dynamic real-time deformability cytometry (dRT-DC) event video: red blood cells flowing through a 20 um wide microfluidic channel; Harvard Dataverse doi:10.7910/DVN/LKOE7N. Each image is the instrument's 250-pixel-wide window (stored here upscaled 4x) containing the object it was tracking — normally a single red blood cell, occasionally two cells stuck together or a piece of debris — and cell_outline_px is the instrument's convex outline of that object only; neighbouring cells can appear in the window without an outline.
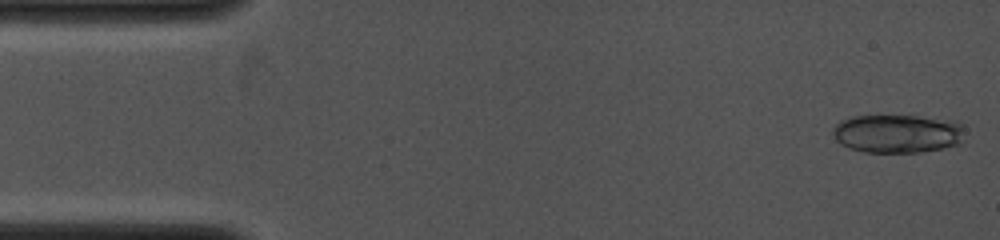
{"species": "common noctule bat (a hibernating species)", "species_latin": "Nyctalus noctula", "temperature_condition": "cold", "stored_images_in_passage": 6, "camera_frame_rate_fps": 4000, "um_per_image_px": 0.085, "animal": {"sex": "female", "body_mass_g": 19.0, "forearm_length_mm": 53.3}, "frame": {"image": 1, "passage_image": 1, "time_ms": 0.0, "image_size_px": [1000, 240], "cell_outline_px": [[964, 128], [960, 144], [944, 148], [920, 152], [864, 152], [848, 148], [840, 144], [836, 140], [832, 132], [832, 128], [840, 120], [852, 116], [916, 116], [956, 120], [964, 124]], "centroid_in_image_um": [76.29, 11.35], "position_along_channel_um": 8.7, "area_um2": 29.94}}
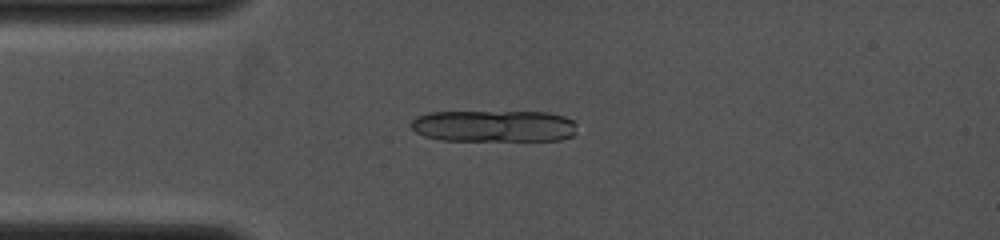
{"frame": {"image": 2, "passage_image": 6, "time_ms": 3.0, "image_size_px": [1000, 240], "cell_outline_px": [[576, 132], [572, 136], [560, 140], [440, 140], [424, 136], [416, 132], [408, 124], [416, 116], [428, 112], [548, 112], [564, 116], [572, 120], [576, 124]], "centroid_in_image_um": [41.96, 10.71], "position_along_channel_um": 43.0, "area_um2": 30.87}}